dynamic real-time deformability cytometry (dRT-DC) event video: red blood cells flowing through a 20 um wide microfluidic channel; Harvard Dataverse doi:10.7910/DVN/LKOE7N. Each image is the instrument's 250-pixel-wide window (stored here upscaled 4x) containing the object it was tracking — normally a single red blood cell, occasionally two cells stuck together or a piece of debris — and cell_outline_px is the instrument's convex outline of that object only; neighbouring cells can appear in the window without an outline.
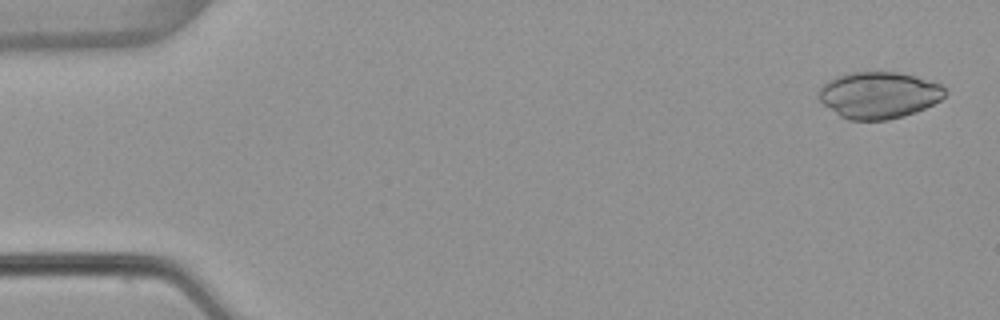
{"species": "common noctule bat (a hibernating species)", "species_latin": "Nyctalus noctula", "temperature_condition": "warm", "stored_images_in_passage": 53, "camera_frame_rate_fps": 3000, "um_per_image_px": 0.085, "animal": {"sex": "female", "body_mass_g": 22.7, "forearm_length_mm": 54.2}, "frame": {"image": 1, "passage_image": 2, "time_ms": 0.333, "image_size_px": [1000, 320], "cell_outline_px": [[948, 92], [940, 100], [916, 112], [904, 116], [888, 120], [848, 120], [840, 116], [824, 104], [816, 96], [820, 88], [828, 80], [836, 76], [848, 72], [896, 72], [916, 76], [940, 84]], "centroid_in_image_um": [74.69, 8.08], "position_along_channel_um": 10.3, "area_um2": 34.39}}
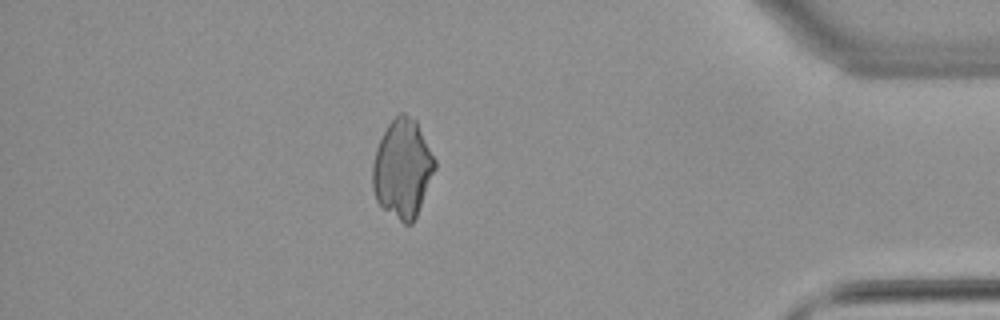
{"frame": {"image": 2, "passage_image": 46, "time_ms": 15.0, "image_size_px": [1000, 320], "cell_outline_px": [[436, 168], [416, 216], [412, 224], [404, 224], [384, 208], [376, 200], [372, 188], [372, 164], [376, 148], [388, 124], [400, 112], [404, 112], [416, 120], [436, 160]], "centroid_in_image_um": [34.21, 14.31], "position_along_channel_um": 401.0, "area_um2": 35.6}}